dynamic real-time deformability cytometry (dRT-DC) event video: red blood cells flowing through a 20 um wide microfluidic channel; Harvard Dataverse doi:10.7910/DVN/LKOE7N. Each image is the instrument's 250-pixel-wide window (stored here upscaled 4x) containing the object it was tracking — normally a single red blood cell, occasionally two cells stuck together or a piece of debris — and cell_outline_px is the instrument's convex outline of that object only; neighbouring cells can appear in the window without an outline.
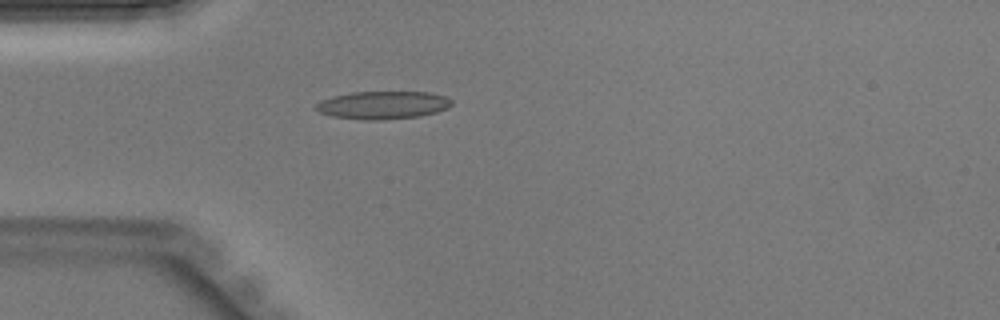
{"species": "Egyptian fruit bat (a non-hibernating species)", "species_latin": "Rousettus aegyptiacus", "temperature_condition": "warm", "stored_images_in_passage": 32, "camera_frame_rate_fps": 3000, "um_per_image_px": 0.085, "animal": {"sex": "male"}, "frame": {"image": 1, "passage_image": 1, "time_ms": 0.0, "image_size_px": [1000, 320], "cell_outline_px": [[452, 104], [448, 108], [436, 112], [420, 116], [380, 120], [364, 120], [332, 116], [320, 112], [312, 108], [320, 100], [332, 96], [352, 92], [428, 92], [444, 96], [452, 100]], "centroid_in_image_um": [32.51, 8.93], "position_along_channel_um": 52.5, "area_um2": 22.14}}
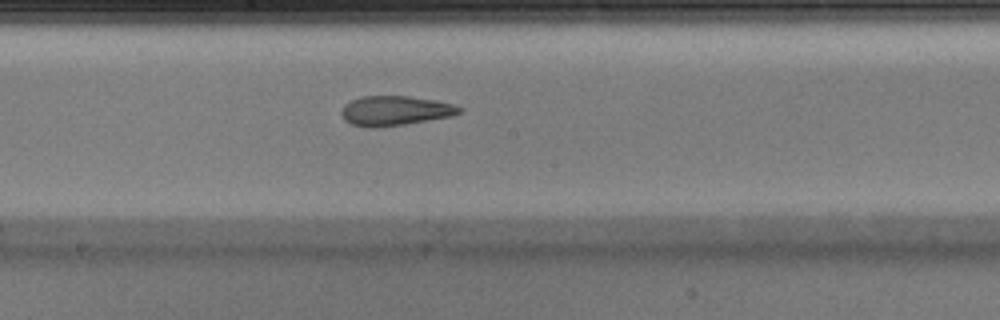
{"frame": {"image": 2, "passage_image": 12, "time_ms": 3.667, "image_size_px": [1000, 320], "cell_outline_px": [[464, 108], [460, 112], [452, 116], [404, 124], [372, 128], [368, 128], [352, 124], [344, 120], [340, 112], [344, 104], [360, 96], [408, 96], [436, 100], [452, 104]], "centroid_in_image_um": [33.56, 9.41], "position_along_channel_um": 214.6, "area_um2": 20.4}}
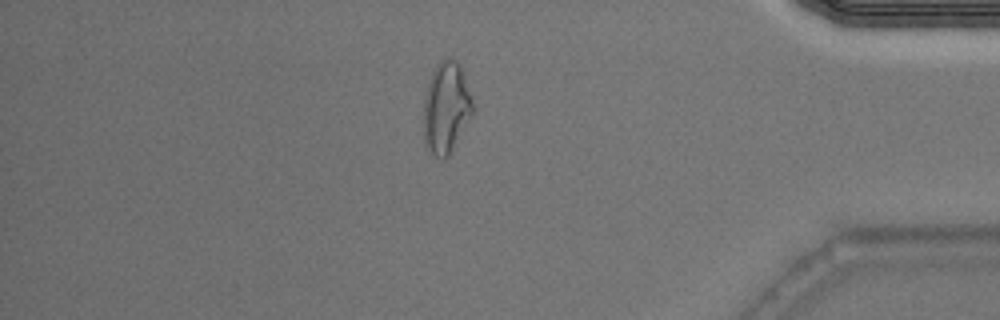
{"frame": {"image": 3, "passage_image": 26, "time_ms": 8.333, "image_size_px": [1000, 320], "cell_outline_px": [[472, 116], [448, 156], [444, 160], [440, 160], [424, 144], [424, 100], [428, 84], [432, 72], [436, 64], [440, 60], [456, 60], [460, 68], [472, 96]], "centroid_in_image_um": [37.91, 9.19], "position_along_channel_um": 397.3, "area_um2": 25.78}}